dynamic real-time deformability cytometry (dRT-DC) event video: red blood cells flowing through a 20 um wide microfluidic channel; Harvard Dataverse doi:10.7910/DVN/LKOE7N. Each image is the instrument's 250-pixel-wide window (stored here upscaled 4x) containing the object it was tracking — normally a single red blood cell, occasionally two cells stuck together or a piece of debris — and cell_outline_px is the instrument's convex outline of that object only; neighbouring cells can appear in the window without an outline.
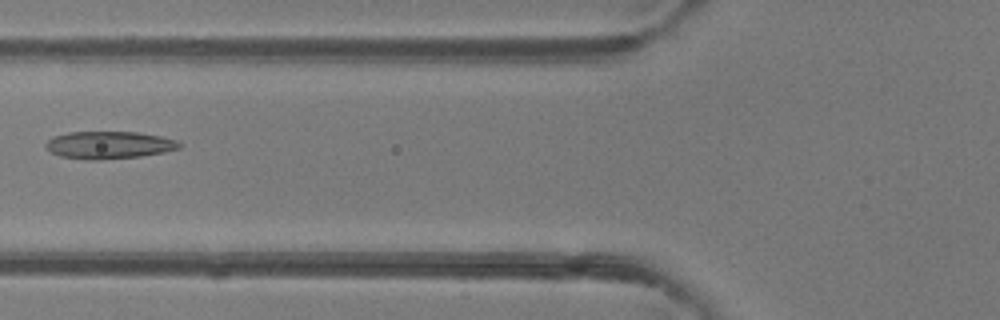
{"species": "common noctule bat (a hibernating species)", "species_latin": "Nyctalus noctula", "temperature_condition": "room temperature", "stored_images_in_passage": 6, "camera_frame_rate_fps": 3000, "um_per_image_px": 0.085, "animal": {"sex": "female"}, "frame": {"image": 1, "passage_image": 5, "time_ms": 5.667, "image_size_px": [1000, 320], "cell_outline_px": [[180, 148], [164, 152], [140, 156], [100, 160], [84, 160], [60, 156], [52, 152], [44, 144], [52, 136], [68, 132], [136, 132], [160, 136], [176, 140], [180, 144]], "centroid_in_image_um": [9.23, 12.33], "position_along_channel_um": 116.6, "area_um2": 21.33}}
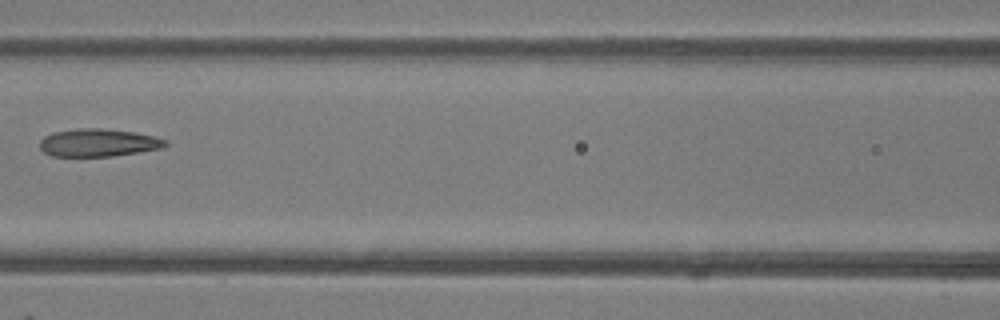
{"frame": {"image": 2, "passage_image": 6, "time_ms": 6.667, "image_size_px": [1000, 320], "cell_outline_px": [[168, 144], [160, 148], [112, 156], [52, 156], [44, 152], [40, 148], [40, 140], [44, 136], [52, 132], [80, 128], [100, 128], [132, 132], [152, 136], [168, 140]], "centroid_in_image_um": [8.31, 12.12], "position_along_channel_um": 158.3, "area_um2": 20.11}}